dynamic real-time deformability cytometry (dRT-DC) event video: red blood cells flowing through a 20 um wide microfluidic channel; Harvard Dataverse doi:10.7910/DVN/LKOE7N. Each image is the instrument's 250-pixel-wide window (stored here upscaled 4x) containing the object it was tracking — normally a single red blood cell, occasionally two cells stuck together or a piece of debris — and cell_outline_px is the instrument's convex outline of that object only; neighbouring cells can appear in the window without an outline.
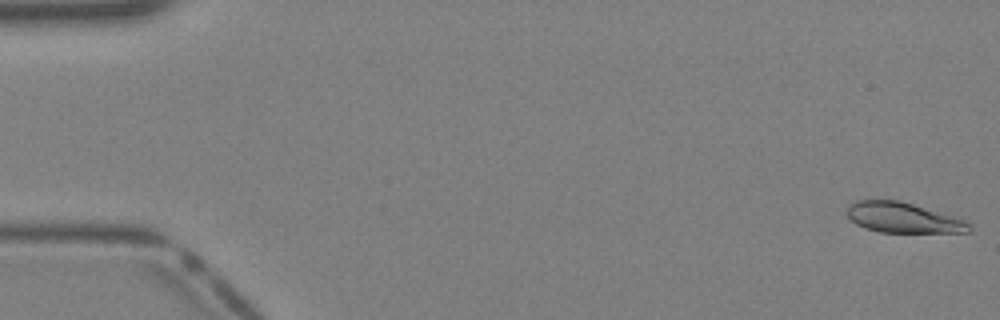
{"species": "Egyptian fruit bat (a non-hibernating species)", "species_latin": "Rousettus aegyptiacus", "temperature_condition": "warm", "stored_images_in_passage": 40, "camera_frame_rate_fps": 3000, "um_per_image_px": 0.085, "animal": {"sex": "female"}, "frame": {"image": 1, "passage_image": 1, "time_ms": 0.0, "image_size_px": [1000, 320], "cell_outline_px": [[972, 228], [968, 232], [880, 232], [864, 228], [856, 224], [848, 216], [848, 204], [856, 200], [900, 200], [964, 220], [972, 224]], "centroid_in_image_um": [76.74, 18.5], "position_along_channel_um": 8.3, "area_um2": 21.33}}
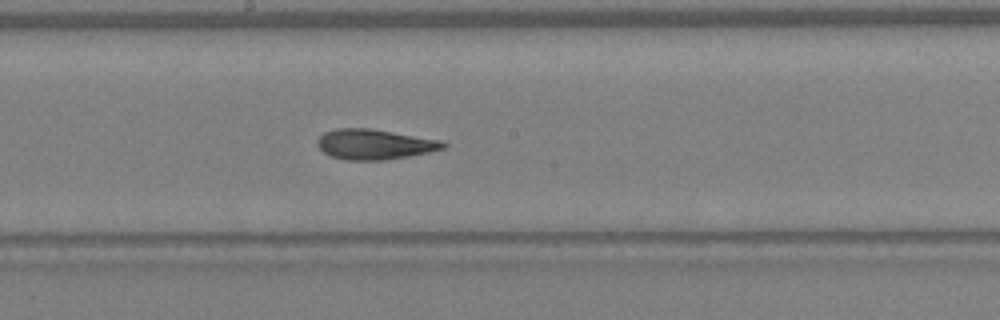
{"frame": {"image": 2, "passage_image": 22, "time_ms": 7.0, "image_size_px": [1000, 320], "cell_outline_px": [[448, 144], [444, 148], [428, 152], [408, 156], [384, 160], [348, 160], [332, 156], [324, 152], [316, 144], [316, 140], [324, 132], [336, 128], [368, 128], [440, 140]], "centroid_in_image_um": [31.8, 12.26], "position_along_channel_um": 216.4, "area_um2": 21.91}}
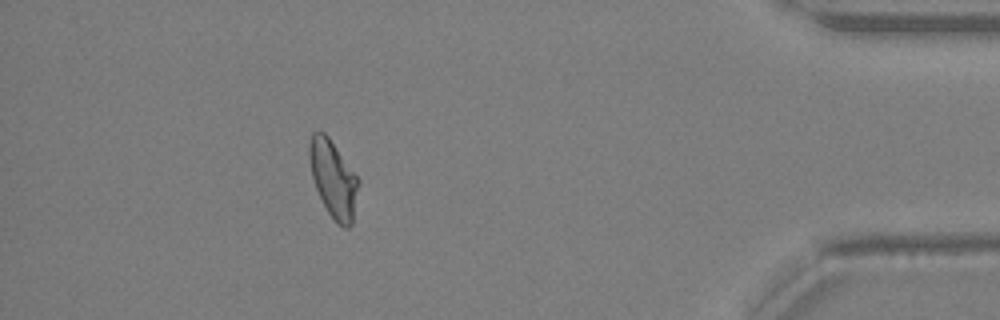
{"frame": {"image": 3, "passage_image": 36, "time_ms": 11.667, "image_size_px": [1000, 320], "cell_outline_px": [[360, 184], [352, 224], [348, 228], [344, 228], [336, 224], [328, 212], [316, 188], [312, 176], [308, 156], [308, 148], [312, 132], [324, 132], [328, 136], [360, 180]], "centroid_in_image_um": [28.34, 15.23], "position_along_channel_um": 406.9, "area_um2": 22.08}}